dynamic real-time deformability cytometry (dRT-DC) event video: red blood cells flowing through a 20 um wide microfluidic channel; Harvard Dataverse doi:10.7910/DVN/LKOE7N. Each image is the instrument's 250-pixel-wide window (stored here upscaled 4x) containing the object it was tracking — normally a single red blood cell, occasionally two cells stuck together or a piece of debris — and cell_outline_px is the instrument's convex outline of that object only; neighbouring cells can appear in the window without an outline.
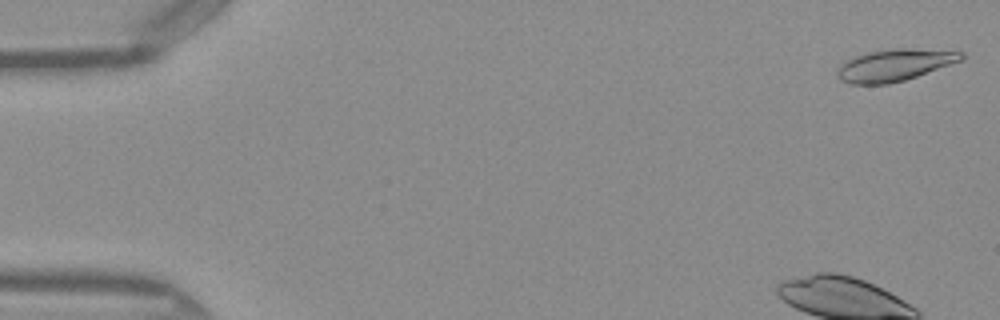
{"species": "Egyptian fruit bat (a non-hibernating species)", "species_latin": "Rousettus aegyptiacus", "temperature_condition": "warm", "stored_images_in_passage": 49, "camera_frame_rate_fps": 3000, "um_per_image_px": 0.085, "frame": {"image": 1, "passage_image": 1, "time_ms": 0.0, "image_size_px": [1000, 320], "cell_outline_px": [[964, 60], [904, 80], [888, 84], [848, 84], [840, 80], [836, 76], [836, 72], [840, 64], [856, 56], [868, 52], [892, 48], [908, 48], [964, 52]], "centroid_in_image_um": [76.02, 5.54], "position_along_channel_um": 9.0, "area_um2": 23.06}}
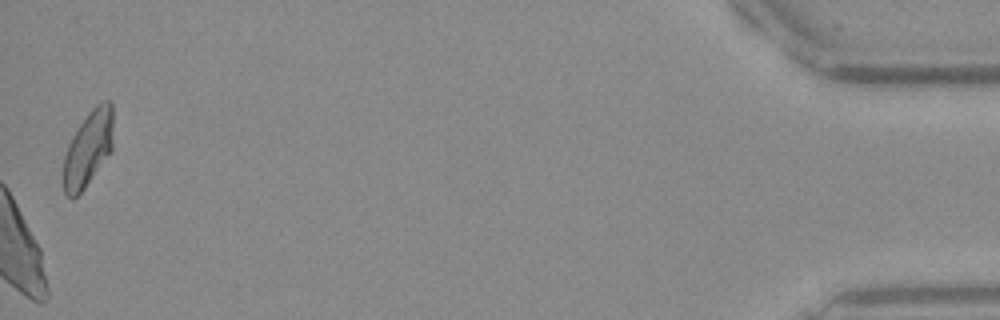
{"frame": {"image": 2, "passage_image": 49, "time_ms": 16.0, "image_size_px": [1000, 320], "cell_outline_px": [[112, 152], [84, 188], [72, 200], [64, 192], [64, 156], [68, 144], [72, 136], [80, 124], [92, 108], [96, 104], [104, 100], [108, 100], [112, 104]], "centroid_in_image_um": [7.5, 12.63], "position_along_channel_um": 427.7, "area_um2": 21.79}}